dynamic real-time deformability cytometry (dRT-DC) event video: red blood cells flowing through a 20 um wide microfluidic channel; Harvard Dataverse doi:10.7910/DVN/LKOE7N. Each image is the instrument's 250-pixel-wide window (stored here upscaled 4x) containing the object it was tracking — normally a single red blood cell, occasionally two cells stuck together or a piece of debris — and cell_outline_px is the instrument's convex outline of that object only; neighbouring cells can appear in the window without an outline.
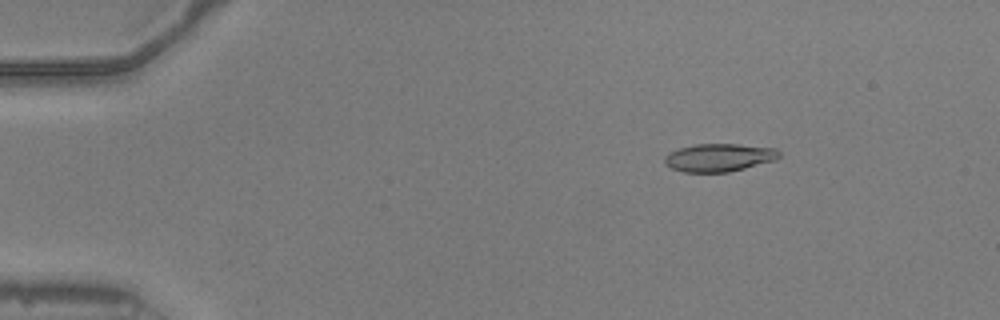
{"species": "common noctule bat (a hibernating species)", "species_latin": "Nyctalus noctula", "temperature_condition": "warm", "stored_images_in_passage": 50, "camera_frame_rate_fps": 3000, "um_per_image_px": 0.085, "animal": {"sex": "male", "body_mass_g": 20.5, "forearm_length_mm": 52.5}, "frame": {"image": 1, "passage_image": 6, "time_ms": 1.667, "image_size_px": [1000, 320], "cell_outline_px": [[780, 156], [776, 160], [728, 172], [684, 172], [672, 168], [664, 164], [664, 156], [668, 152], [680, 148], [696, 144], [736, 144], [776, 148], [780, 152]], "centroid_in_image_um": [61.11, 13.39], "position_along_channel_um": 23.9, "area_um2": 18.67}}
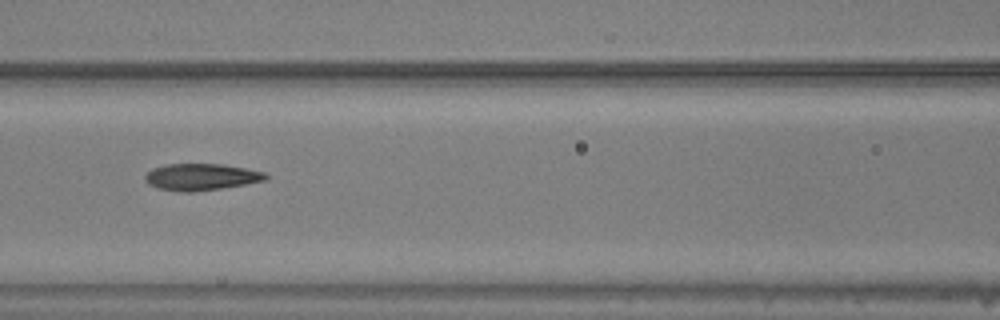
{"frame": {"image": 2, "passage_image": 22, "time_ms": 7.0, "image_size_px": [1000, 320], "cell_outline_px": [[268, 180], [220, 188], [192, 192], [180, 192], [156, 188], [148, 184], [144, 180], [144, 176], [152, 168], [164, 164], [224, 164], [264, 172], [268, 176]], "centroid_in_image_um": [17.06, 15.04], "position_along_channel_um": 149.5, "area_um2": 18.84}}
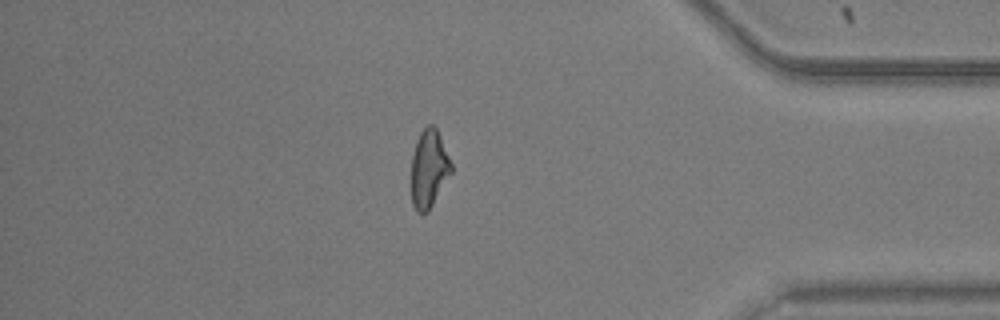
{"frame": {"image": 3, "passage_image": 43, "time_ms": 14.0, "image_size_px": [1000, 320], "cell_outline_px": [[452, 172], [428, 212], [416, 212], [412, 204], [412, 156], [416, 140], [420, 132], [428, 124], [432, 124], [436, 128], [440, 136], [452, 164]], "centroid_in_image_um": [36.46, 14.34], "position_along_channel_um": 398.7, "area_um2": 18.03}, "authors_computed_cell_mechanics": {"area_um2": 18.8428, "velocity_mm_per_s": 3.9634, "shape_relaxation_time_tau1_ms": 5.0375, "shape_relaxation_time_tau2_ms": 1.9713, "deformation_change_tau1": 0.1953, "deformation_change_tau2": 0.1002}}